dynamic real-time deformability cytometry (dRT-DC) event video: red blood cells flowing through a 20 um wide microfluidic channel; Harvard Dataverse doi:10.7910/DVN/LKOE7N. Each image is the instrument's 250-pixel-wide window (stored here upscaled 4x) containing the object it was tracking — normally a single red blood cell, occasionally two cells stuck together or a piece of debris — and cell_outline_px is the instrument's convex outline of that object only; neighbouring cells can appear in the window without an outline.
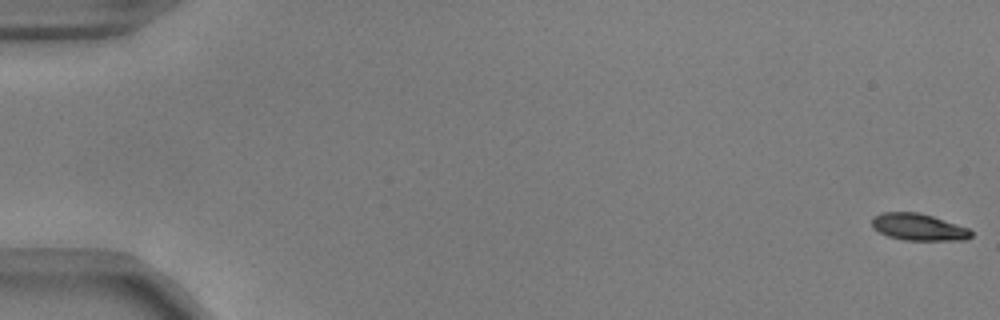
{"species": "common noctule bat (a hibernating species)", "species_latin": "Nyctalus noctula", "temperature_condition": "warm", "stored_images_in_passage": 55, "camera_frame_rate_fps": 3000, "um_per_image_px": 0.085, "animal": {"sex": "male", "body_mass_g": 17.9, "forearm_length_mm": 54.2}, "frame": {"image": 1, "passage_image": 1, "time_ms": 0.0, "image_size_px": [1000, 320], "cell_outline_px": [[972, 236], [964, 240], [904, 240], [888, 236], [872, 228], [872, 216], [880, 212], [920, 212], [968, 228], [972, 232]], "centroid_in_image_um": [78.03, 19.29], "position_along_channel_um": 7.0, "area_um2": 15.55}}
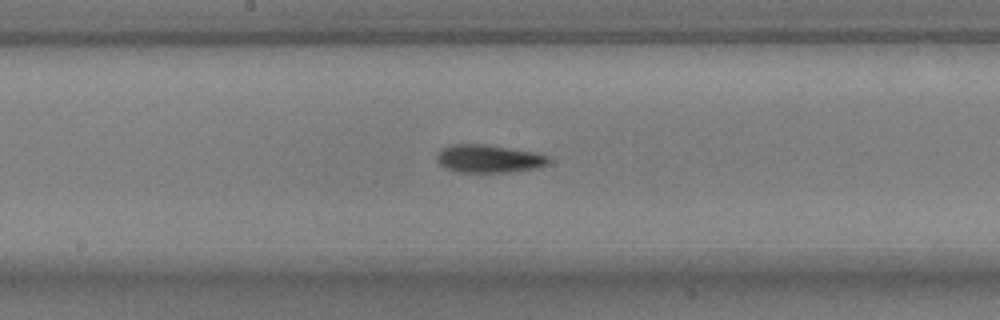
{"frame": {"image": 2, "passage_image": 30, "time_ms": 9.667, "image_size_px": [1000, 320], "cell_outline_px": [[552, 160], [548, 164], [540, 168], [508, 172], [460, 172], [444, 168], [436, 160], [436, 156], [440, 148], [452, 144], [484, 144], [536, 152], [548, 156]], "centroid_in_image_um": [41.56, 13.49], "position_along_channel_um": 206.6, "area_um2": 18.5}}
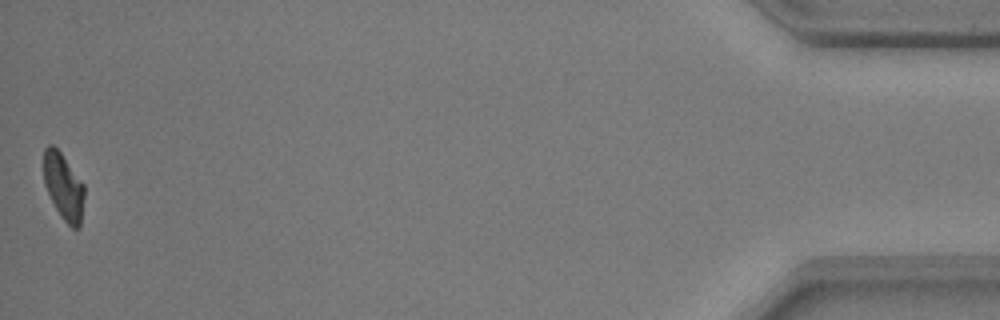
{"frame": {"image": 3, "passage_image": 55, "time_ms": 18.0, "image_size_px": [1000, 320], "cell_outline_px": [[84, 196], [80, 228], [72, 228], [60, 216], [44, 184], [44, 148], [48, 144], [52, 144], [60, 152], [84, 184]], "centroid_in_image_um": [5.4, 15.86], "position_along_channel_um": 429.8, "area_um2": 15.61}, "authors_computed_cell_mechanics": {"area_um2": 17.1088, "velocity_mm_per_s": 3.7322, "shape_relaxation_time_tau1_ms": 4.221, "shape_relaxation_time_tau2_ms": 3.7534, "deformation_change_tau1": 0.1489, "deformation_change_tau2": 0.0941}}